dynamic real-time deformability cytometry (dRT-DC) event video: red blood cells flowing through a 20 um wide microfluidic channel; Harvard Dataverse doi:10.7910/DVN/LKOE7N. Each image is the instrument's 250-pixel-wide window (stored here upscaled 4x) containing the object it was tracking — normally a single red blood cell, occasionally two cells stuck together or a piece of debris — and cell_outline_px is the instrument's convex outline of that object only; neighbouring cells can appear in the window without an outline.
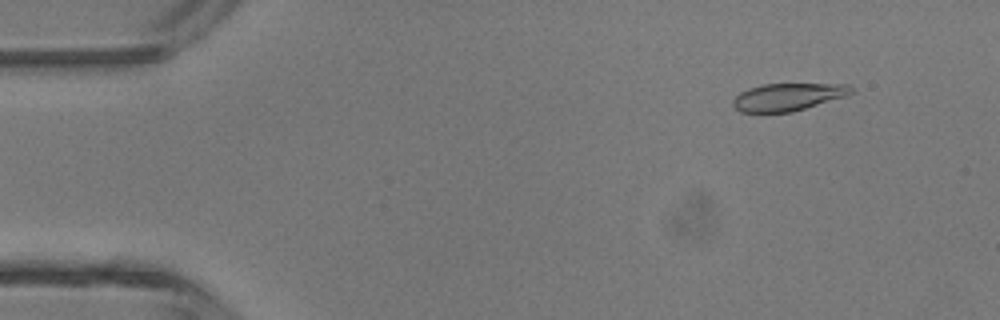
{"species": "common noctule bat (a hibernating species)", "species_latin": "Nyctalus noctula", "temperature_condition": "room temperature", "stored_images_in_passage": 46, "camera_frame_rate_fps": 3000, "um_per_image_px": 0.085, "animal": {"sex": "male", "body_mass_g": 13.3}, "frame": {"image": 1, "passage_image": 5, "time_ms": 1.333, "image_size_px": [1000, 320], "cell_outline_px": [[856, 88], [852, 92], [844, 96], [792, 112], [740, 112], [732, 104], [732, 100], [740, 92], [748, 88], [764, 84], [848, 84]], "centroid_in_image_um": [66.95, 8.23], "position_along_channel_um": 18.0, "area_um2": 18.79}}
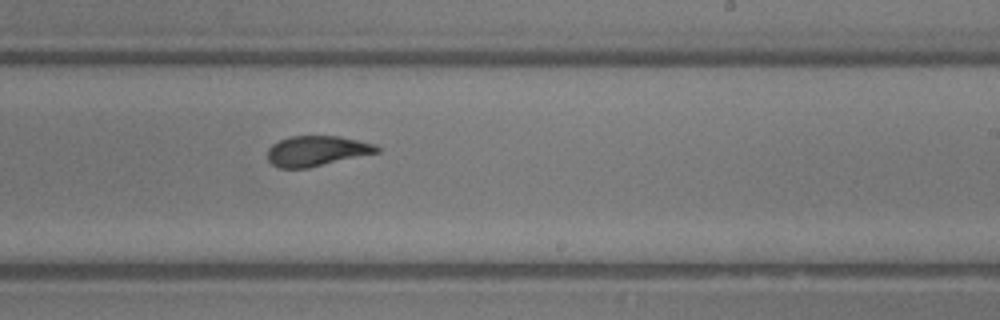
{"frame": {"image": 2, "passage_image": 28, "time_ms": 9.0, "image_size_px": [1000, 320], "cell_outline_px": [[380, 152], [308, 168], [280, 168], [272, 164], [268, 160], [268, 148], [272, 144], [288, 136], [340, 136], [376, 144], [380, 148]], "centroid_in_image_um": [26.93, 12.82], "position_along_channel_um": 262.1, "area_um2": 19.36}}
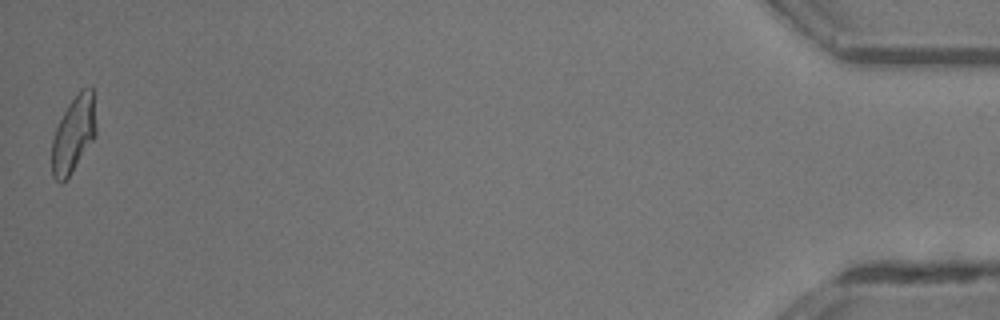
{"frame": {"image": 3, "passage_image": 46, "time_ms": 15.0, "image_size_px": [1000, 320], "cell_outline_px": [[96, 136], [68, 176], [60, 184], [52, 176], [52, 140], [56, 128], [68, 104], [80, 88], [92, 88], [96, 124]], "centroid_in_image_um": [6.25, 11.39], "position_along_channel_um": 429.0, "area_um2": 19.42}, "authors_computed_cell_mechanics": {"area_um2": 19.8254, "velocity_mm_per_s": 4.441, "shape_relaxation_time_tau1_ms": 2.9503, "shape_relaxation_time_tau2_ms": 1.0608, "deformation_change_tau1": 0.1242, "deformation_change_tau2": 0.057}}